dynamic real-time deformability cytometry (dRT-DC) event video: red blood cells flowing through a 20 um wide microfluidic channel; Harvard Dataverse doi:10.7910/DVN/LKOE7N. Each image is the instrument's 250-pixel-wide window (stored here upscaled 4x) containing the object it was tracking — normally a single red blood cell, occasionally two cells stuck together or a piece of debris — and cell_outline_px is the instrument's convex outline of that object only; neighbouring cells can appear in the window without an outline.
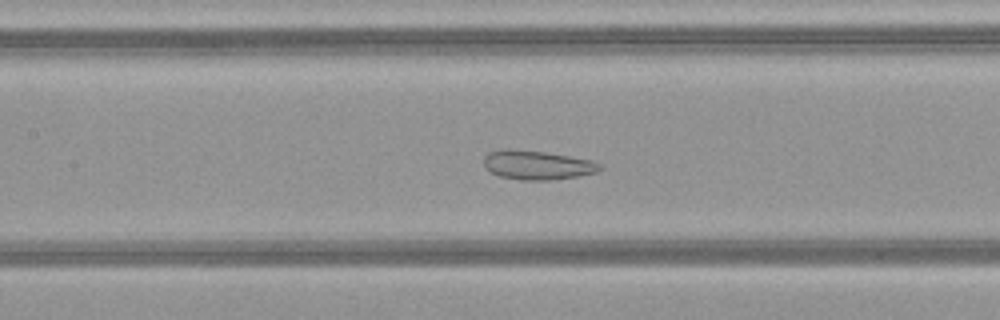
{"species": "common noctule bat (a hibernating species)", "species_latin": "Nyctalus noctula", "temperature_condition": "warm", "stored_images_in_passage": 34, "camera_frame_rate_fps": 3000, "um_per_image_px": 0.085, "animal": {"sex": "female", "body_mass_g": 21.9}, "frame": {"image": 1, "passage_image": 15, "time_ms": 4.667, "image_size_px": [1000, 320], "cell_outline_px": [[604, 168], [596, 172], [576, 176], [552, 180], [520, 180], [500, 176], [484, 168], [484, 156], [488, 152], [500, 148], [508, 148], [544, 152], [592, 160], [600, 164]], "centroid_in_image_um": [45.63, 14.02], "position_along_channel_um": 161.8, "area_um2": 19.77}}
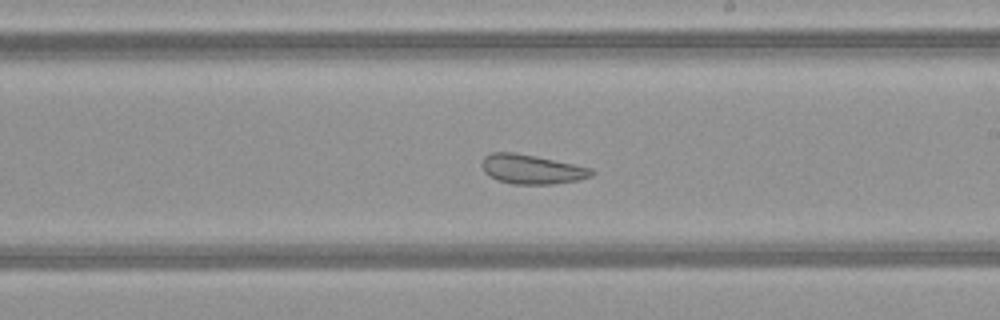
{"frame": {"image": 2, "passage_image": 21, "time_ms": 6.667, "image_size_px": [1000, 320], "cell_outline_px": [[596, 172], [592, 176], [580, 180], [552, 184], [512, 184], [496, 180], [488, 176], [484, 172], [484, 156], [492, 152], [512, 152], [536, 156], [592, 168]], "centroid_in_image_um": [45.23, 14.4], "position_along_channel_um": 243.8, "area_um2": 18.79}}
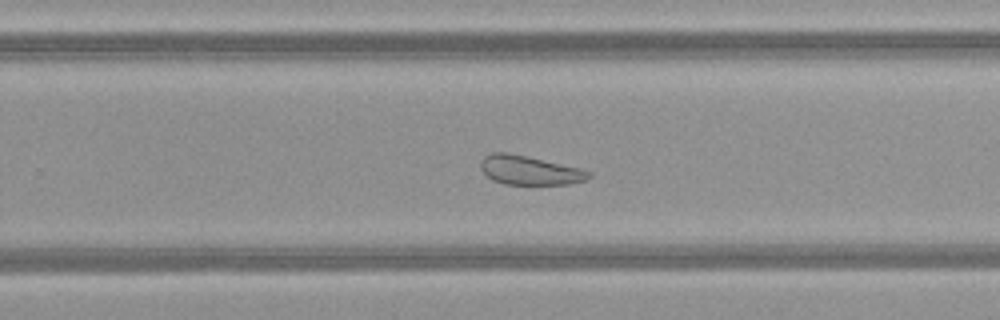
{"frame": {"image": 3, "passage_image": 24, "time_ms": 7.667, "image_size_px": [1000, 320], "cell_outline_px": [[592, 176], [588, 180], [568, 184], [532, 188], [504, 184], [492, 180], [480, 168], [480, 160], [484, 156], [492, 152], [508, 152], [580, 168], [592, 172]], "centroid_in_image_um": [45.04, 14.53], "position_along_channel_um": 284.8, "area_um2": 19.31}, "authors_computed_cell_mechanics": {"area_um2": 20.3167, "velocity_mm_per_s": 4.1098, "shape_relaxation_time_tau1_ms": null, "shape_relaxation_time_tau2_ms": 2.6018, "deformation_change_tau1": null, "deformation_change_tau2": 0.1164}}